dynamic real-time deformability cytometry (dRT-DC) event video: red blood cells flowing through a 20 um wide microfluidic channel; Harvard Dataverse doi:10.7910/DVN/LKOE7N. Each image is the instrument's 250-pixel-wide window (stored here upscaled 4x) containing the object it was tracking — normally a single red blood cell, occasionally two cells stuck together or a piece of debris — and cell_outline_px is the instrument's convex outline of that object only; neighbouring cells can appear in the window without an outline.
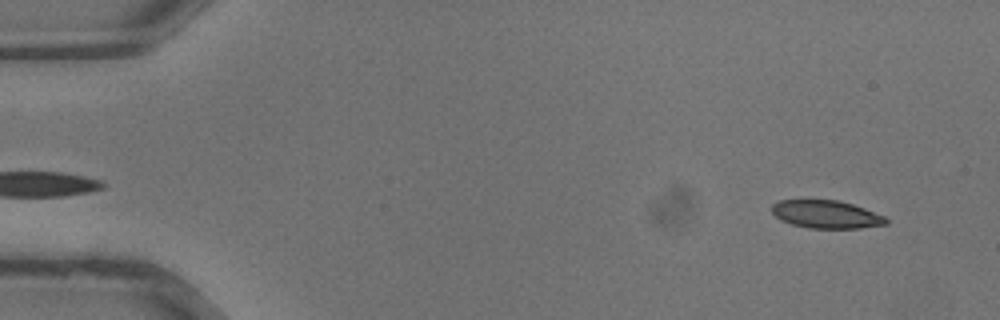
{"species": "common noctule bat (a hibernating species)", "species_latin": "Nyctalus noctula", "temperature_condition": "warm", "stored_images_in_passage": 8, "camera_frame_rate_fps": 3000, "um_per_image_px": 0.085, "animal": {"sex": "male", "body_mass_g": 13.3}, "frame": {"image": 1, "passage_image": 2, "time_ms": 0.333, "image_size_px": [1000, 320], "cell_outline_px": [[888, 224], [860, 228], [808, 228], [792, 224], [780, 220], [772, 212], [772, 204], [780, 200], [836, 200], [852, 204], [864, 208], [884, 216], [888, 220]], "centroid_in_image_um": [70.22, 18.22], "position_along_channel_um": 14.8, "area_um2": 18.5}}